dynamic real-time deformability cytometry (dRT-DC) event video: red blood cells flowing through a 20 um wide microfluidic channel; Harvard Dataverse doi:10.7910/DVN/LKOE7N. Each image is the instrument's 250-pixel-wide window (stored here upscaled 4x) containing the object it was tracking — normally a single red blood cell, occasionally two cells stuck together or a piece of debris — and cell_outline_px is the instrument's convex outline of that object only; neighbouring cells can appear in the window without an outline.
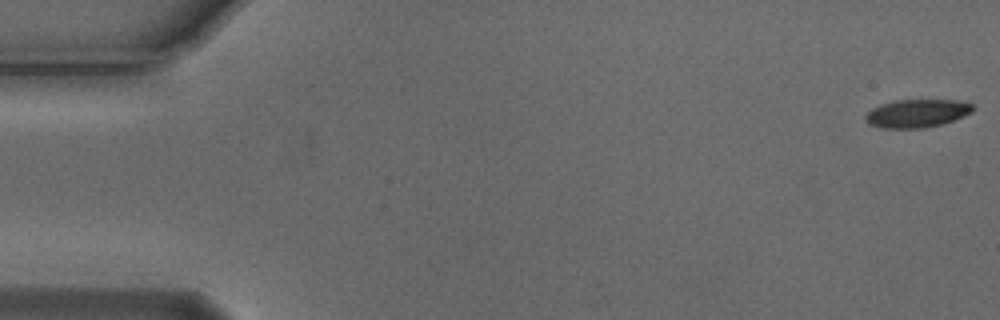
{"species": "Egyptian fruit bat (a non-hibernating species)", "species_latin": "Rousettus aegyptiacus", "temperature_condition": "cold", "stored_images_in_passage": 54, "camera_frame_rate_fps": 3000, "um_per_image_px": 0.085, "animal": {"sex": "male"}, "frame": {"image": 1, "passage_image": 1, "time_ms": 0.0, "image_size_px": [1000, 320], "cell_outline_px": [[972, 112], [964, 116], [940, 124], [920, 128], [884, 128], [868, 124], [864, 120], [864, 116], [872, 108], [880, 104], [896, 100], [960, 100], [972, 104]], "centroid_in_image_um": [77.9, 9.63], "position_along_channel_um": 7.1, "area_um2": 17.51}}
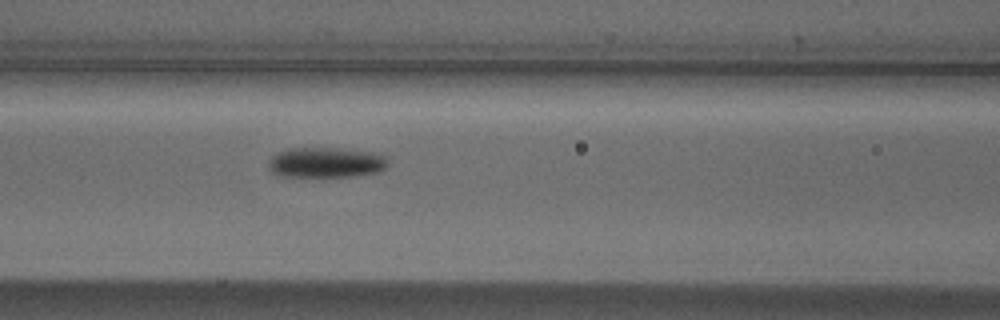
{"frame": {"image": 2, "passage_image": 23, "time_ms": 7.333, "image_size_px": [1000, 320], "cell_outline_px": [[388, 164], [380, 172], [356, 176], [280, 176], [272, 172], [268, 168], [268, 160], [272, 156], [288, 148], [332, 148], [368, 152], [384, 156], [388, 160]], "centroid_in_image_um": [27.68, 13.82], "position_along_channel_um": 138.9, "area_um2": 20.92}}
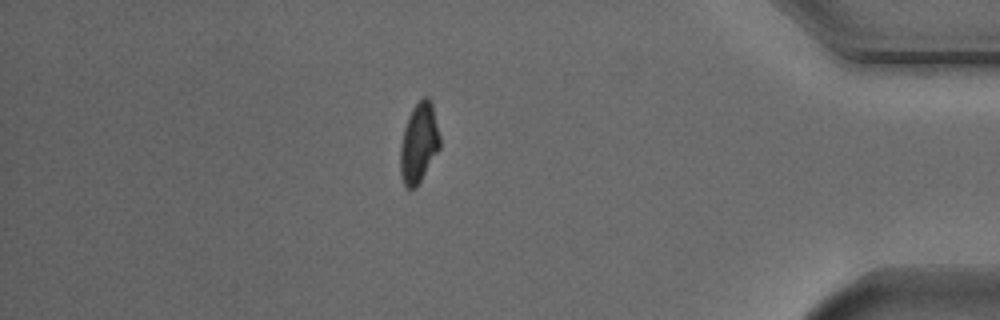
{"frame": {"image": 3, "passage_image": 47, "time_ms": 15.333, "image_size_px": [1000, 320], "cell_outline_px": [[440, 148], [416, 188], [408, 188], [404, 184], [400, 176], [400, 148], [404, 128], [408, 116], [412, 108], [424, 96], [428, 96], [432, 104], [440, 136]], "centroid_in_image_um": [35.6, 12.15], "position_along_channel_um": 399.6, "area_um2": 18.38}, "authors_computed_cell_mechanics": {"area_um2": 19.4786, "velocity_mm_per_s": 3.7662, "shape_relaxation_time_tau1_ms": 4.5157, "shape_relaxation_time_tau2_ms": 5.494, "deformation_change_tau1": 0.1425, "deformation_change_tau2": 0.1065}}